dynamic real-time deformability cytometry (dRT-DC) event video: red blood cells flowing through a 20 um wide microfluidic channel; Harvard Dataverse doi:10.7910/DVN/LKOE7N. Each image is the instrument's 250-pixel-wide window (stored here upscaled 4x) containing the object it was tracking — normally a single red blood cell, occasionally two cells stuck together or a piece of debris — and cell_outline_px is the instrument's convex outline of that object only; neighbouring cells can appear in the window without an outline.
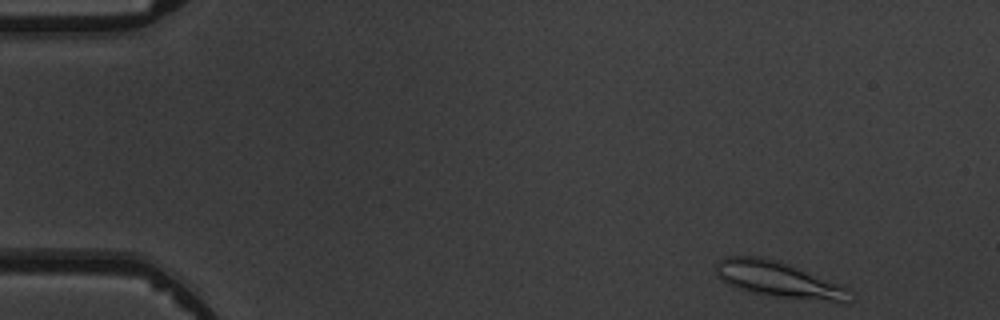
{"species": "common noctule bat (a hibernating species)", "species_latin": "Nyctalus noctula", "temperature_condition": "warm", "stored_images_in_passage": 4, "camera_frame_rate_fps": 3000, "um_per_image_px": 0.085, "animal": {"sex": "male", "body_mass_g": 19.5, "forearm_length_mm": 54.6}, "frame": {"image": 1, "passage_image": 1, "time_ms": 0.0, "image_size_px": [1000, 320], "cell_outline_px": [[852, 304], [840, 304], [776, 296], [752, 292], [728, 284], [716, 272], [716, 264], [720, 260], [728, 256], [760, 256], [788, 264], [840, 284], [848, 288]], "centroid_in_image_um": [66.28, 23.79], "position_along_channel_um": 18.7, "area_um2": 27.8}}
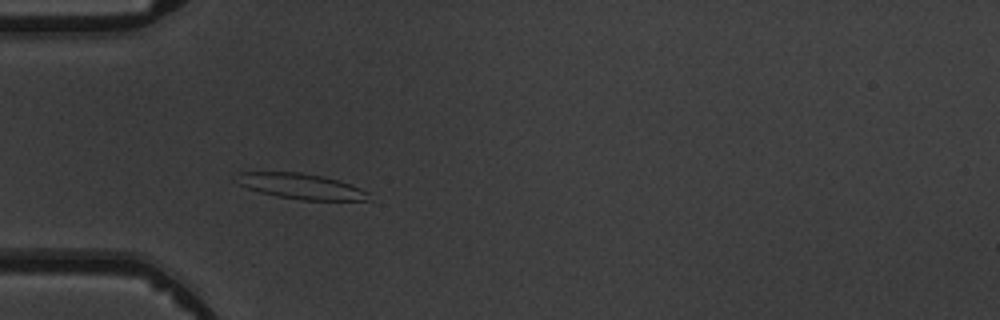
{"frame": {"image": 2, "passage_image": 4, "time_ms": 3.667, "image_size_px": [1000, 320], "cell_outline_px": [[372, 200], [300, 200], [276, 196], [260, 192], [236, 184], [232, 180], [240, 172], [300, 172], [324, 176], [360, 188], [368, 192]], "centroid_in_image_um": [25.53, 15.83], "position_along_channel_um": 59.5, "area_um2": 19.77}}